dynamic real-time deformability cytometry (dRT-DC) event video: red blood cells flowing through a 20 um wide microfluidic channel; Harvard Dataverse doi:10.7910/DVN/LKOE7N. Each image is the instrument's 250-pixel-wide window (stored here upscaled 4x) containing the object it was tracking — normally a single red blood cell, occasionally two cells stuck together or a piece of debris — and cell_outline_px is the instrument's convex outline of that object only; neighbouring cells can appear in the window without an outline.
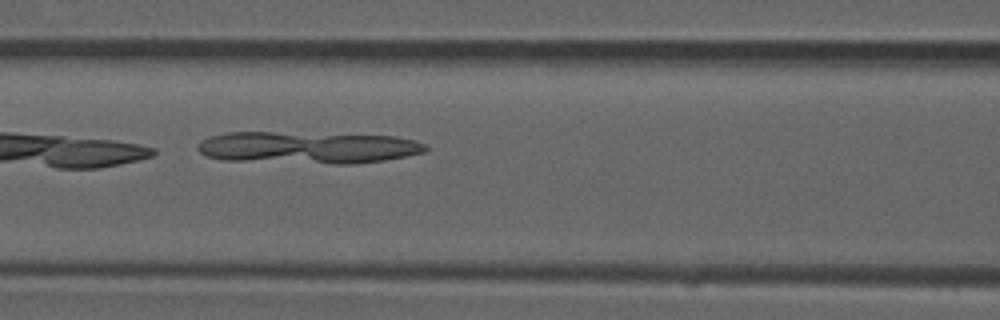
{"species": "common noctule bat (a hibernating species)", "species_latin": "Nyctalus noctula", "temperature_condition": "room temperature", "stored_images_in_passage": 8, "segment_of_instrument_passage": [1, 2], "camera_frame_rate_fps": 3000, "um_per_image_px": 0.085, "animal": {"sex": "male", "forearm_length_mm": 52.5}, "frame": {"image": 1, "passage_image": 7, "time_ms": 2.0, "image_size_px": [1000, 320], "cell_outline_px": [[428, 148], [424, 152], [384, 160], [356, 164], [336, 164], [224, 160], [204, 156], [196, 148], [208, 136], [228, 132], [272, 132], [396, 136], [416, 140], [424, 144]], "centroid_in_image_um": [26.14, 12.54], "position_along_channel_um": 140.5, "area_um2": 42.54}}